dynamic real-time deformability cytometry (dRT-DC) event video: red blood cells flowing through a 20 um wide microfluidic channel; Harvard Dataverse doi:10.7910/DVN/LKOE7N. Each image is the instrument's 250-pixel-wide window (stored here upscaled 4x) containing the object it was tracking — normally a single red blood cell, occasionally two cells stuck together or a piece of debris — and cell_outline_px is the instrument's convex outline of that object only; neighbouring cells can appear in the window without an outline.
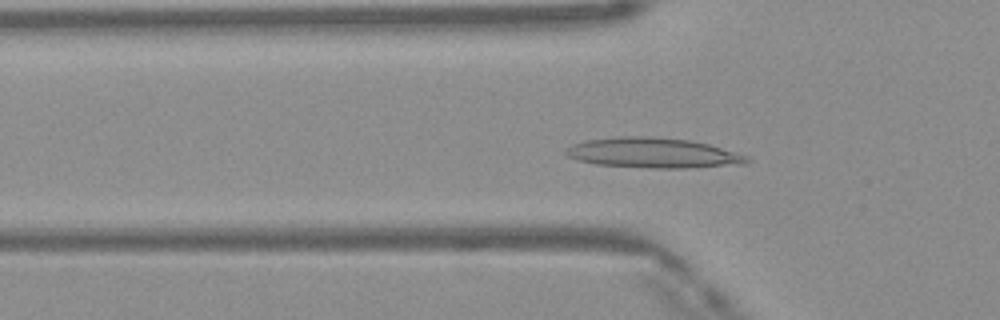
{"species": "Egyptian fruit bat (a non-hibernating species)", "species_latin": "Rousettus aegyptiacus", "temperature_condition": "warm", "stored_images_in_passage": 49, "camera_frame_rate_fps": 3000, "um_per_image_px": 0.085, "frame": {"image": 1, "passage_image": 16, "time_ms": 5.0, "image_size_px": [1000, 320], "cell_outline_px": [[752, 160], [748, 164], [688, 168], [648, 168], [596, 164], [580, 160], [568, 156], [564, 152], [564, 148], [572, 144], [584, 140], [616, 136], [652, 136], [688, 140], [708, 144], [748, 156]], "centroid_in_image_um": [55.51, 13.0], "position_along_channel_um": 70.3, "area_um2": 32.08}}
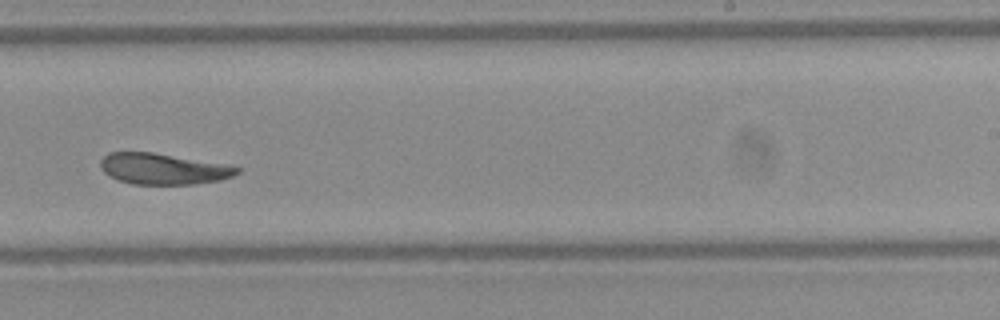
{"frame": {"image": 2, "passage_image": 31, "time_ms": 10.0, "image_size_px": [1000, 320], "cell_outline_px": [[240, 172], [232, 176], [220, 180], [192, 184], [132, 184], [108, 176], [100, 168], [100, 160], [108, 152], [152, 152], [228, 164], [240, 168]], "centroid_in_image_um": [13.86, 14.34], "position_along_channel_um": 275.1, "area_um2": 24.74}}
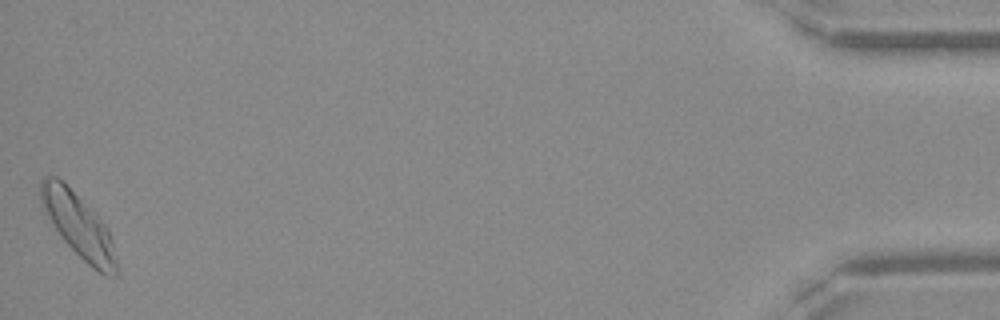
{"frame": {"image": 3, "passage_image": 49, "time_ms": 16.0, "image_size_px": [1000, 320], "cell_outline_px": [[120, 272], [116, 276], [104, 276], [92, 268], [64, 240], [44, 212], [40, 204], [40, 180], [44, 176], [56, 176], [108, 228], [112, 240], [120, 268]], "centroid_in_image_um": [6.7, 19.24], "position_along_channel_um": 428.5, "area_um2": 27.74}, "authors_computed_cell_mechanics": {"area_um2": 26.7036, "velocity_mm_per_s": 4.0853, "shape_relaxation_time_tau1_ms": 9.9403, "shape_relaxation_time_tau2_ms": 1.9248, "deformation_change_tau1": 0.2581, "deformation_change_tau2": 0.0738}}